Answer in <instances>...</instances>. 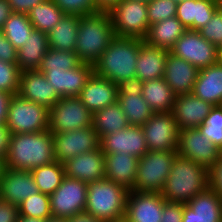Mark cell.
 I'll return each instance as SVG.
<instances>
[{
	"instance_id": "cell-1",
	"label": "cell",
	"mask_w": 222,
	"mask_h": 222,
	"mask_svg": "<svg viewBox=\"0 0 222 222\" xmlns=\"http://www.w3.org/2000/svg\"><path fill=\"white\" fill-rule=\"evenodd\" d=\"M53 161L54 141L49 130L11 135L5 168L31 171Z\"/></svg>"
},
{
	"instance_id": "cell-2",
	"label": "cell",
	"mask_w": 222,
	"mask_h": 222,
	"mask_svg": "<svg viewBox=\"0 0 222 222\" xmlns=\"http://www.w3.org/2000/svg\"><path fill=\"white\" fill-rule=\"evenodd\" d=\"M208 187L209 169L177 154L161 194L167 202L185 204Z\"/></svg>"
},
{
	"instance_id": "cell-3",
	"label": "cell",
	"mask_w": 222,
	"mask_h": 222,
	"mask_svg": "<svg viewBox=\"0 0 222 222\" xmlns=\"http://www.w3.org/2000/svg\"><path fill=\"white\" fill-rule=\"evenodd\" d=\"M115 37L108 11L80 16L75 52L82 63L94 65Z\"/></svg>"
},
{
	"instance_id": "cell-4",
	"label": "cell",
	"mask_w": 222,
	"mask_h": 222,
	"mask_svg": "<svg viewBox=\"0 0 222 222\" xmlns=\"http://www.w3.org/2000/svg\"><path fill=\"white\" fill-rule=\"evenodd\" d=\"M142 39L116 36L99 60L93 65L94 73L115 84L136 77V62Z\"/></svg>"
},
{
	"instance_id": "cell-5",
	"label": "cell",
	"mask_w": 222,
	"mask_h": 222,
	"mask_svg": "<svg viewBox=\"0 0 222 222\" xmlns=\"http://www.w3.org/2000/svg\"><path fill=\"white\" fill-rule=\"evenodd\" d=\"M129 190L109 179L88 183L85 212L104 222H123Z\"/></svg>"
},
{
	"instance_id": "cell-6",
	"label": "cell",
	"mask_w": 222,
	"mask_h": 222,
	"mask_svg": "<svg viewBox=\"0 0 222 222\" xmlns=\"http://www.w3.org/2000/svg\"><path fill=\"white\" fill-rule=\"evenodd\" d=\"M177 151H147L139 160L133 191L161 194Z\"/></svg>"
},
{
	"instance_id": "cell-7",
	"label": "cell",
	"mask_w": 222,
	"mask_h": 222,
	"mask_svg": "<svg viewBox=\"0 0 222 222\" xmlns=\"http://www.w3.org/2000/svg\"><path fill=\"white\" fill-rule=\"evenodd\" d=\"M6 126L12 134L49 130V109L14 94L9 102Z\"/></svg>"
},
{
	"instance_id": "cell-8",
	"label": "cell",
	"mask_w": 222,
	"mask_h": 222,
	"mask_svg": "<svg viewBox=\"0 0 222 222\" xmlns=\"http://www.w3.org/2000/svg\"><path fill=\"white\" fill-rule=\"evenodd\" d=\"M108 12L116 36L142 40L146 38L150 27L146 2L120 0Z\"/></svg>"
},
{
	"instance_id": "cell-9",
	"label": "cell",
	"mask_w": 222,
	"mask_h": 222,
	"mask_svg": "<svg viewBox=\"0 0 222 222\" xmlns=\"http://www.w3.org/2000/svg\"><path fill=\"white\" fill-rule=\"evenodd\" d=\"M91 113L80 98H60L49 109V131L62 133L92 126Z\"/></svg>"
},
{
	"instance_id": "cell-10",
	"label": "cell",
	"mask_w": 222,
	"mask_h": 222,
	"mask_svg": "<svg viewBox=\"0 0 222 222\" xmlns=\"http://www.w3.org/2000/svg\"><path fill=\"white\" fill-rule=\"evenodd\" d=\"M169 52L200 70L217 63L218 47L202 37L199 31L186 30Z\"/></svg>"
},
{
	"instance_id": "cell-11",
	"label": "cell",
	"mask_w": 222,
	"mask_h": 222,
	"mask_svg": "<svg viewBox=\"0 0 222 222\" xmlns=\"http://www.w3.org/2000/svg\"><path fill=\"white\" fill-rule=\"evenodd\" d=\"M88 184L64 177L61 185L51 194L52 217L68 218L85 210Z\"/></svg>"
},
{
	"instance_id": "cell-12",
	"label": "cell",
	"mask_w": 222,
	"mask_h": 222,
	"mask_svg": "<svg viewBox=\"0 0 222 222\" xmlns=\"http://www.w3.org/2000/svg\"><path fill=\"white\" fill-rule=\"evenodd\" d=\"M148 151H177L179 129L171 112H156L141 126Z\"/></svg>"
},
{
	"instance_id": "cell-13",
	"label": "cell",
	"mask_w": 222,
	"mask_h": 222,
	"mask_svg": "<svg viewBox=\"0 0 222 222\" xmlns=\"http://www.w3.org/2000/svg\"><path fill=\"white\" fill-rule=\"evenodd\" d=\"M55 160L64 164L75 156L100 148V138L93 126L53 134Z\"/></svg>"
},
{
	"instance_id": "cell-14",
	"label": "cell",
	"mask_w": 222,
	"mask_h": 222,
	"mask_svg": "<svg viewBox=\"0 0 222 222\" xmlns=\"http://www.w3.org/2000/svg\"><path fill=\"white\" fill-rule=\"evenodd\" d=\"M177 154L199 163L209 170L221 157L219 150L198 128L179 130Z\"/></svg>"
},
{
	"instance_id": "cell-15",
	"label": "cell",
	"mask_w": 222,
	"mask_h": 222,
	"mask_svg": "<svg viewBox=\"0 0 222 222\" xmlns=\"http://www.w3.org/2000/svg\"><path fill=\"white\" fill-rule=\"evenodd\" d=\"M118 85L117 102L130 125L142 126L155 113L142 96L143 82L135 77Z\"/></svg>"
},
{
	"instance_id": "cell-16",
	"label": "cell",
	"mask_w": 222,
	"mask_h": 222,
	"mask_svg": "<svg viewBox=\"0 0 222 222\" xmlns=\"http://www.w3.org/2000/svg\"><path fill=\"white\" fill-rule=\"evenodd\" d=\"M100 148L105 155L122 153L139 159L148 151L144 132L141 126L135 125L103 136Z\"/></svg>"
},
{
	"instance_id": "cell-17",
	"label": "cell",
	"mask_w": 222,
	"mask_h": 222,
	"mask_svg": "<svg viewBox=\"0 0 222 222\" xmlns=\"http://www.w3.org/2000/svg\"><path fill=\"white\" fill-rule=\"evenodd\" d=\"M165 202L162 194L130 190L124 222H160Z\"/></svg>"
},
{
	"instance_id": "cell-18",
	"label": "cell",
	"mask_w": 222,
	"mask_h": 222,
	"mask_svg": "<svg viewBox=\"0 0 222 222\" xmlns=\"http://www.w3.org/2000/svg\"><path fill=\"white\" fill-rule=\"evenodd\" d=\"M182 222H222V198L209 186L183 204Z\"/></svg>"
},
{
	"instance_id": "cell-19",
	"label": "cell",
	"mask_w": 222,
	"mask_h": 222,
	"mask_svg": "<svg viewBox=\"0 0 222 222\" xmlns=\"http://www.w3.org/2000/svg\"><path fill=\"white\" fill-rule=\"evenodd\" d=\"M39 193L31 171L5 168L0 180V199L14 205Z\"/></svg>"
},
{
	"instance_id": "cell-20",
	"label": "cell",
	"mask_w": 222,
	"mask_h": 222,
	"mask_svg": "<svg viewBox=\"0 0 222 222\" xmlns=\"http://www.w3.org/2000/svg\"><path fill=\"white\" fill-rule=\"evenodd\" d=\"M213 105L190 94L175 96L171 113L178 129L197 128L202 125Z\"/></svg>"
},
{
	"instance_id": "cell-21",
	"label": "cell",
	"mask_w": 222,
	"mask_h": 222,
	"mask_svg": "<svg viewBox=\"0 0 222 222\" xmlns=\"http://www.w3.org/2000/svg\"><path fill=\"white\" fill-rule=\"evenodd\" d=\"M18 94L32 102L50 109L61 97L48 82L44 73L38 70H26L20 73Z\"/></svg>"
},
{
	"instance_id": "cell-22",
	"label": "cell",
	"mask_w": 222,
	"mask_h": 222,
	"mask_svg": "<svg viewBox=\"0 0 222 222\" xmlns=\"http://www.w3.org/2000/svg\"><path fill=\"white\" fill-rule=\"evenodd\" d=\"M93 73L94 67L88 63H81L74 69L44 72L48 82L61 98L79 96Z\"/></svg>"
},
{
	"instance_id": "cell-23",
	"label": "cell",
	"mask_w": 222,
	"mask_h": 222,
	"mask_svg": "<svg viewBox=\"0 0 222 222\" xmlns=\"http://www.w3.org/2000/svg\"><path fill=\"white\" fill-rule=\"evenodd\" d=\"M65 176L91 183L105 178V154L101 148L75 156L64 163Z\"/></svg>"
},
{
	"instance_id": "cell-24",
	"label": "cell",
	"mask_w": 222,
	"mask_h": 222,
	"mask_svg": "<svg viewBox=\"0 0 222 222\" xmlns=\"http://www.w3.org/2000/svg\"><path fill=\"white\" fill-rule=\"evenodd\" d=\"M78 97L94 113L117 102L118 85L93 73Z\"/></svg>"
},
{
	"instance_id": "cell-25",
	"label": "cell",
	"mask_w": 222,
	"mask_h": 222,
	"mask_svg": "<svg viewBox=\"0 0 222 222\" xmlns=\"http://www.w3.org/2000/svg\"><path fill=\"white\" fill-rule=\"evenodd\" d=\"M199 70L188 61L167 54L164 80L175 95L192 93Z\"/></svg>"
},
{
	"instance_id": "cell-26",
	"label": "cell",
	"mask_w": 222,
	"mask_h": 222,
	"mask_svg": "<svg viewBox=\"0 0 222 222\" xmlns=\"http://www.w3.org/2000/svg\"><path fill=\"white\" fill-rule=\"evenodd\" d=\"M220 7V0H185L177 3L176 17L187 30L199 31Z\"/></svg>"
},
{
	"instance_id": "cell-27",
	"label": "cell",
	"mask_w": 222,
	"mask_h": 222,
	"mask_svg": "<svg viewBox=\"0 0 222 222\" xmlns=\"http://www.w3.org/2000/svg\"><path fill=\"white\" fill-rule=\"evenodd\" d=\"M166 49L148 45L145 41L140 45L136 62V77L142 82L164 78Z\"/></svg>"
},
{
	"instance_id": "cell-28",
	"label": "cell",
	"mask_w": 222,
	"mask_h": 222,
	"mask_svg": "<svg viewBox=\"0 0 222 222\" xmlns=\"http://www.w3.org/2000/svg\"><path fill=\"white\" fill-rule=\"evenodd\" d=\"M138 160L139 158L130 154L105 155V178L129 191L132 190L136 180Z\"/></svg>"
},
{
	"instance_id": "cell-29",
	"label": "cell",
	"mask_w": 222,
	"mask_h": 222,
	"mask_svg": "<svg viewBox=\"0 0 222 222\" xmlns=\"http://www.w3.org/2000/svg\"><path fill=\"white\" fill-rule=\"evenodd\" d=\"M192 94L213 106L222 105V66L216 63L200 69Z\"/></svg>"
},
{
	"instance_id": "cell-30",
	"label": "cell",
	"mask_w": 222,
	"mask_h": 222,
	"mask_svg": "<svg viewBox=\"0 0 222 222\" xmlns=\"http://www.w3.org/2000/svg\"><path fill=\"white\" fill-rule=\"evenodd\" d=\"M49 49L47 34L33 29L25 44L17 50L19 70H37Z\"/></svg>"
},
{
	"instance_id": "cell-31",
	"label": "cell",
	"mask_w": 222,
	"mask_h": 222,
	"mask_svg": "<svg viewBox=\"0 0 222 222\" xmlns=\"http://www.w3.org/2000/svg\"><path fill=\"white\" fill-rule=\"evenodd\" d=\"M186 30L176 16L167 18L161 22L151 24L144 41L148 45L170 51Z\"/></svg>"
},
{
	"instance_id": "cell-32",
	"label": "cell",
	"mask_w": 222,
	"mask_h": 222,
	"mask_svg": "<svg viewBox=\"0 0 222 222\" xmlns=\"http://www.w3.org/2000/svg\"><path fill=\"white\" fill-rule=\"evenodd\" d=\"M79 19V15L64 14L53 29L47 33L49 48L75 52Z\"/></svg>"
},
{
	"instance_id": "cell-33",
	"label": "cell",
	"mask_w": 222,
	"mask_h": 222,
	"mask_svg": "<svg viewBox=\"0 0 222 222\" xmlns=\"http://www.w3.org/2000/svg\"><path fill=\"white\" fill-rule=\"evenodd\" d=\"M129 125L118 102L93 113L92 126L100 139L107 134L123 130Z\"/></svg>"
},
{
	"instance_id": "cell-34",
	"label": "cell",
	"mask_w": 222,
	"mask_h": 222,
	"mask_svg": "<svg viewBox=\"0 0 222 222\" xmlns=\"http://www.w3.org/2000/svg\"><path fill=\"white\" fill-rule=\"evenodd\" d=\"M142 96L156 113L171 112L176 95L164 78H159L143 82Z\"/></svg>"
},
{
	"instance_id": "cell-35",
	"label": "cell",
	"mask_w": 222,
	"mask_h": 222,
	"mask_svg": "<svg viewBox=\"0 0 222 222\" xmlns=\"http://www.w3.org/2000/svg\"><path fill=\"white\" fill-rule=\"evenodd\" d=\"M32 176L41 193L51 195L65 177L64 164L57 162L42 165L31 170Z\"/></svg>"
},
{
	"instance_id": "cell-36",
	"label": "cell",
	"mask_w": 222,
	"mask_h": 222,
	"mask_svg": "<svg viewBox=\"0 0 222 222\" xmlns=\"http://www.w3.org/2000/svg\"><path fill=\"white\" fill-rule=\"evenodd\" d=\"M64 14L52 0H45L43 3L33 7L28 13V17L34 29L47 34L60 21Z\"/></svg>"
},
{
	"instance_id": "cell-37",
	"label": "cell",
	"mask_w": 222,
	"mask_h": 222,
	"mask_svg": "<svg viewBox=\"0 0 222 222\" xmlns=\"http://www.w3.org/2000/svg\"><path fill=\"white\" fill-rule=\"evenodd\" d=\"M33 29L28 14L14 12L1 28L6 38L17 50L25 44Z\"/></svg>"
},
{
	"instance_id": "cell-38",
	"label": "cell",
	"mask_w": 222,
	"mask_h": 222,
	"mask_svg": "<svg viewBox=\"0 0 222 222\" xmlns=\"http://www.w3.org/2000/svg\"><path fill=\"white\" fill-rule=\"evenodd\" d=\"M81 63L76 52L49 48L37 70L41 73L45 71H64L74 69Z\"/></svg>"
},
{
	"instance_id": "cell-39",
	"label": "cell",
	"mask_w": 222,
	"mask_h": 222,
	"mask_svg": "<svg viewBox=\"0 0 222 222\" xmlns=\"http://www.w3.org/2000/svg\"><path fill=\"white\" fill-rule=\"evenodd\" d=\"M19 215L47 220L52 217L49 195L37 193L23 200L19 205Z\"/></svg>"
},
{
	"instance_id": "cell-40",
	"label": "cell",
	"mask_w": 222,
	"mask_h": 222,
	"mask_svg": "<svg viewBox=\"0 0 222 222\" xmlns=\"http://www.w3.org/2000/svg\"><path fill=\"white\" fill-rule=\"evenodd\" d=\"M199 131L219 149L222 150V105L213 106Z\"/></svg>"
},
{
	"instance_id": "cell-41",
	"label": "cell",
	"mask_w": 222,
	"mask_h": 222,
	"mask_svg": "<svg viewBox=\"0 0 222 222\" xmlns=\"http://www.w3.org/2000/svg\"><path fill=\"white\" fill-rule=\"evenodd\" d=\"M177 3L173 0H150L147 3L149 24L176 16Z\"/></svg>"
},
{
	"instance_id": "cell-42",
	"label": "cell",
	"mask_w": 222,
	"mask_h": 222,
	"mask_svg": "<svg viewBox=\"0 0 222 222\" xmlns=\"http://www.w3.org/2000/svg\"><path fill=\"white\" fill-rule=\"evenodd\" d=\"M21 71L17 63L0 60V91L18 94Z\"/></svg>"
},
{
	"instance_id": "cell-43",
	"label": "cell",
	"mask_w": 222,
	"mask_h": 222,
	"mask_svg": "<svg viewBox=\"0 0 222 222\" xmlns=\"http://www.w3.org/2000/svg\"><path fill=\"white\" fill-rule=\"evenodd\" d=\"M65 14L88 15L99 12L94 0H52Z\"/></svg>"
},
{
	"instance_id": "cell-44",
	"label": "cell",
	"mask_w": 222,
	"mask_h": 222,
	"mask_svg": "<svg viewBox=\"0 0 222 222\" xmlns=\"http://www.w3.org/2000/svg\"><path fill=\"white\" fill-rule=\"evenodd\" d=\"M202 37L215 46H222V7L212 15L211 20L199 30Z\"/></svg>"
},
{
	"instance_id": "cell-45",
	"label": "cell",
	"mask_w": 222,
	"mask_h": 222,
	"mask_svg": "<svg viewBox=\"0 0 222 222\" xmlns=\"http://www.w3.org/2000/svg\"><path fill=\"white\" fill-rule=\"evenodd\" d=\"M183 203L165 202L160 222H182Z\"/></svg>"
},
{
	"instance_id": "cell-46",
	"label": "cell",
	"mask_w": 222,
	"mask_h": 222,
	"mask_svg": "<svg viewBox=\"0 0 222 222\" xmlns=\"http://www.w3.org/2000/svg\"><path fill=\"white\" fill-rule=\"evenodd\" d=\"M0 60L6 63H17V49L6 38L0 29Z\"/></svg>"
},
{
	"instance_id": "cell-47",
	"label": "cell",
	"mask_w": 222,
	"mask_h": 222,
	"mask_svg": "<svg viewBox=\"0 0 222 222\" xmlns=\"http://www.w3.org/2000/svg\"><path fill=\"white\" fill-rule=\"evenodd\" d=\"M209 186L222 198V157L209 170Z\"/></svg>"
},
{
	"instance_id": "cell-48",
	"label": "cell",
	"mask_w": 222,
	"mask_h": 222,
	"mask_svg": "<svg viewBox=\"0 0 222 222\" xmlns=\"http://www.w3.org/2000/svg\"><path fill=\"white\" fill-rule=\"evenodd\" d=\"M18 217V206L0 199V222H17Z\"/></svg>"
},
{
	"instance_id": "cell-49",
	"label": "cell",
	"mask_w": 222,
	"mask_h": 222,
	"mask_svg": "<svg viewBox=\"0 0 222 222\" xmlns=\"http://www.w3.org/2000/svg\"><path fill=\"white\" fill-rule=\"evenodd\" d=\"M12 12L28 14L33 7L43 3L45 0H6Z\"/></svg>"
},
{
	"instance_id": "cell-50",
	"label": "cell",
	"mask_w": 222,
	"mask_h": 222,
	"mask_svg": "<svg viewBox=\"0 0 222 222\" xmlns=\"http://www.w3.org/2000/svg\"><path fill=\"white\" fill-rule=\"evenodd\" d=\"M11 131L6 126V123L0 124V159L4 160L7 157L10 139H11Z\"/></svg>"
},
{
	"instance_id": "cell-51",
	"label": "cell",
	"mask_w": 222,
	"mask_h": 222,
	"mask_svg": "<svg viewBox=\"0 0 222 222\" xmlns=\"http://www.w3.org/2000/svg\"><path fill=\"white\" fill-rule=\"evenodd\" d=\"M14 94L0 91V124L6 123L9 102Z\"/></svg>"
},
{
	"instance_id": "cell-52",
	"label": "cell",
	"mask_w": 222,
	"mask_h": 222,
	"mask_svg": "<svg viewBox=\"0 0 222 222\" xmlns=\"http://www.w3.org/2000/svg\"><path fill=\"white\" fill-rule=\"evenodd\" d=\"M66 222H104L101 219L96 218L94 215L85 211L75 214L72 217L66 218Z\"/></svg>"
},
{
	"instance_id": "cell-53",
	"label": "cell",
	"mask_w": 222,
	"mask_h": 222,
	"mask_svg": "<svg viewBox=\"0 0 222 222\" xmlns=\"http://www.w3.org/2000/svg\"><path fill=\"white\" fill-rule=\"evenodd\" d=\"M12 10L10 5L7 3L6 0H0V29L3 27L6 20L12 14Z\"/></svg>"
},
{
	"instance_id": "cell-54",
	"label": "cell",
	"mask_w": 222,
	"mask_h": 222,
	"mask_svg": "<svg viewBox=\"0 0 222 222\" xmlns=\"http://www.w3.org/2000/svg\"><path fill=\"white\" fill-rule=\"evenodd\" d=\"M120 0H94L96 7L100 11H109Z\"/></svg>"
},
{
	"instance_id": "cell-55",
	"label": "cell",
	"mask_w": 222,
	"mask_h": 222,
	"mask_svg": "<svg viewBox=\"0 0 222 222\" xmlns=\"http://www.w3.org/2000/svg\"><path fill=\"white\" fill-rule=\"evenodd\" d=\"M17 222H46V220L36 218V217H28V216L19 215Z\"/></svg>"
},
{
	"instance_id": "cell-56",
	"label": "cell",
	"mask_w": 222,
	"mask_h": 222,
	"mask_svg": "<svg viewBox=\"0 0 222 222\" xmlns=\"http://www.w3.org/2000/svg\"><path fill=\"white\" fill-rule=\"evenodd\" d=\"M46 222H66V218L50 217L46 220Z\"/></svg>"
},
{
	"instance_id": "cell-57",
	"label": "cell",
	"mask_w": 222,
	"mask_h": 222,
	"mask_svg": "<svg viewBox=\"0 0 222 222\" xmlns=\"http://www.w3.org/2000/svg\"><path fill=\"white\" fill-rule=\"evenodd\" d=\"M217 63L222 66V46L218 47Z\"/></svg>"
},
{
	"instance_id": "cell-58",
	"label": "cell",
	"mask_w": 222,
	"mask_h": 222,
	"mask_svg": "<svg viewBox=\"0 0 222 222\" xmlns=\"http://www.w3.org/2000/svg\"><path fill=\"white\" fill-rule=\"evenodd\" d=\"M5 169V161L0 159V180L2 178V173Z\"/></svg>"
},
{
	"instance_id": "cell-59",
	"label": "cell",
	"mask_w": 222,
	"mask_h": 222,
	"mask_svg": "<svg viewBox=\"0 0 222 222\" xmlns=\"http://www.w3.org/2000/svg\"><path fill=\"white\" fill-rule=\"evenodd\" d=\"M173 1H175L176 3H180V2H183L185 0H173Z\"/></svg>"
},
{
	"instance_id": "cell-60",
	"label": "cell",
	"mask_w": 222,
	"mask_h": 222,
	"mask_svg": "<svg viewBox=\"0 0 222 222\" xmlns=\"http://www.w3.org/2000/svg\"><path fill=\"white\" fill-rule=\"evenodd\" d=\"M138 1H144V2L148 3L150 0H138Z\"/></svg>"
}]
</instances>
